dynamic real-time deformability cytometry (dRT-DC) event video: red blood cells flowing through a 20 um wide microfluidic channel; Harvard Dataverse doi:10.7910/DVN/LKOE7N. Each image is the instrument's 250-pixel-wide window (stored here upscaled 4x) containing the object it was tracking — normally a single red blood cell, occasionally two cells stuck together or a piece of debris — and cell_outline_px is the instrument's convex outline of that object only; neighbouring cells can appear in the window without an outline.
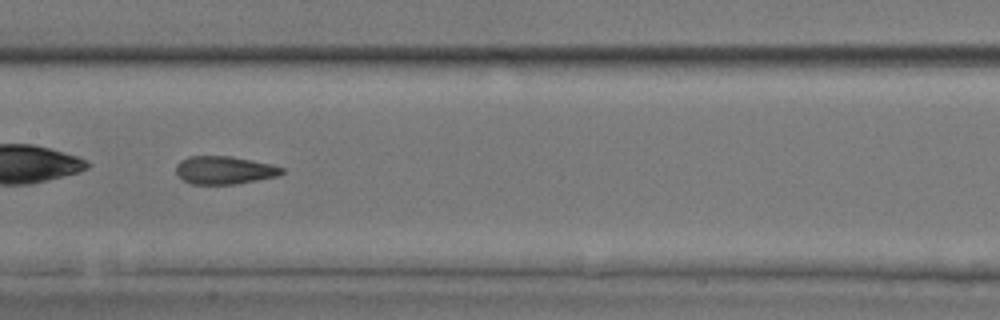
{"species": "common noctule bat (a hibernating species)", "species_latin": "Nyctalus noctula", "temperature_condition": "room temperature", "stored_images_in_passage": 33, "camera_frame_rate_fps": 3000, "um_per_image_px": 0.085, "animal": {"sex": "male", "body_mass_g": 17.9, "forearm_length_mm": 54.2}, "frame": {"image": 1, "passage_image": 10, "time_ms": 3.0, "image_size_px": [1000, 320], "cell_outline_px": [[284, 172], [276, 176], [236, 184], [192, 184], [184, 180], [176, 172], [176, 164], [180, 160], [188, 156], [232, 156], [252, 160], [284, 168]], "centroid_in_image_um": [19.04, 14.45], "position_along_channel_um": 188.4, "area_um2": 17.11}, "authors_computed_cell_mechanics": {"area_um2": 17.5134, "velocity_mm_per_s": 3.8395, "shape_relaxation_time_tau1_ms": null, "shape_relaxation_time_tau2_ms": 1.6105, "deformation_change_tau1": null, "deformation_change_tau2": 0.0904}}